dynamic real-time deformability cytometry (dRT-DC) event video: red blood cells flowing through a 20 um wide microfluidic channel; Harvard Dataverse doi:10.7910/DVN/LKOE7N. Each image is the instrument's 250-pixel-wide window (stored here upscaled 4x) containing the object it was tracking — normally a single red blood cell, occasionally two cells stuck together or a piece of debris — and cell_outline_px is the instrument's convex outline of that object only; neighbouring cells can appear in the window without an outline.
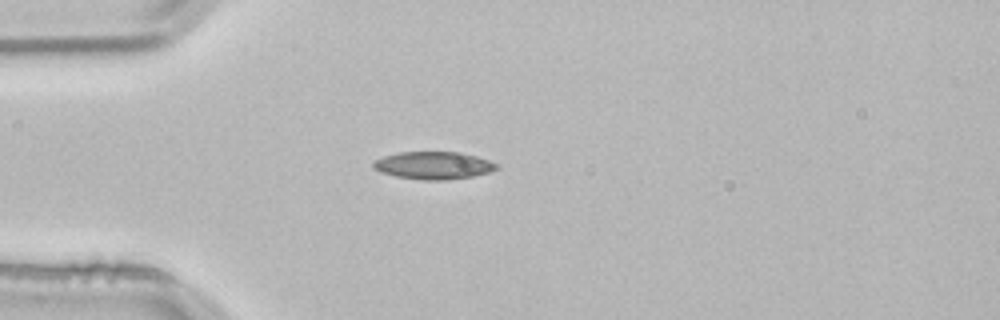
{"species": "common noctule bat (a hibernating species)", "species_latin": "Nyctalus noctula", "temperature_condition": "room temperature", "stored_images_in_passage": 1, "camera_frame_rate_fps": 3000, "um_per_image_px": 0.085, "animal": {"sex": "male", "body_mass_g": 21.5, "forearm_length_mm": 52.0}, "frame": {"image": 1, "passage_image": 1, "time_ms": 0.0, "image_size_px": [1000, 320], "cell_outline_px": [[500, 168], [488, 172], [472, 176], [444, 180], [424, 180], [396, 176], [380, 172], [372, 168], [372, 160], [384, 156], [400, 152], [460, 152], [476, 156], [500, 164]], "centroid_in_image_um": [36.83, 14.05], "position_along_channel_um": 48.2, "area_um2": 19.88}}